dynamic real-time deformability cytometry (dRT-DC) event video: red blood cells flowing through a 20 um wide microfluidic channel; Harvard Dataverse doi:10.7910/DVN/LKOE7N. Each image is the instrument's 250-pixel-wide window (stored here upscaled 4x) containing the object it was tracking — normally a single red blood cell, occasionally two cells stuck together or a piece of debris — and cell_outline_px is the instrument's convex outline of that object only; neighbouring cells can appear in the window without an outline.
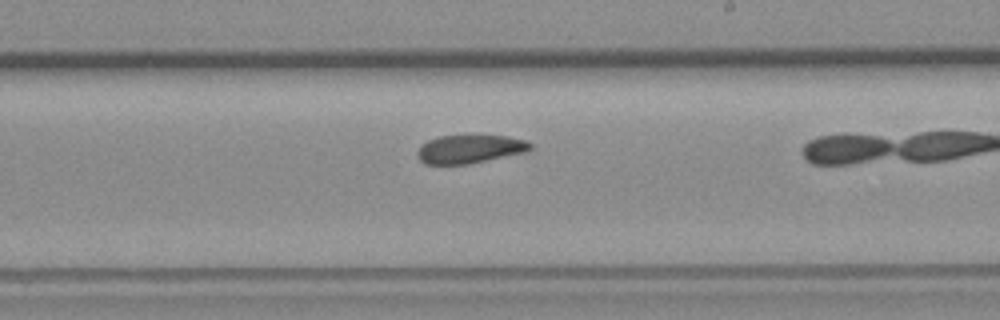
{"species": "common noctule bat (a hibernating species)", "species_latin": "Nyctalus noctula", "temperature_condition": "room temperature", "stored_images_in_passage": 37, "camera_frame_rate_fps": 3000, "um_per_image_px": 0.085, "animal": {"sex": "female", "body_mass_g": 19.3, "forearm_length_mm": 54.1}, "frame": {"image": 1, "passage_image": 27, "time_ms": 8.667, "image_size_px": [1000, 320], "cell_outline_px": [[532, 148], [524, 152], [468, 164], [424, 164], [416, 156], [416, 152], [428, 140], [440, 136], [508, 136], [524, 140], [532, 144]], "centroid_in_image_um": [39.91, 12.67], "position_along_channel_um": 249.1, "area_um2": 18.38}}